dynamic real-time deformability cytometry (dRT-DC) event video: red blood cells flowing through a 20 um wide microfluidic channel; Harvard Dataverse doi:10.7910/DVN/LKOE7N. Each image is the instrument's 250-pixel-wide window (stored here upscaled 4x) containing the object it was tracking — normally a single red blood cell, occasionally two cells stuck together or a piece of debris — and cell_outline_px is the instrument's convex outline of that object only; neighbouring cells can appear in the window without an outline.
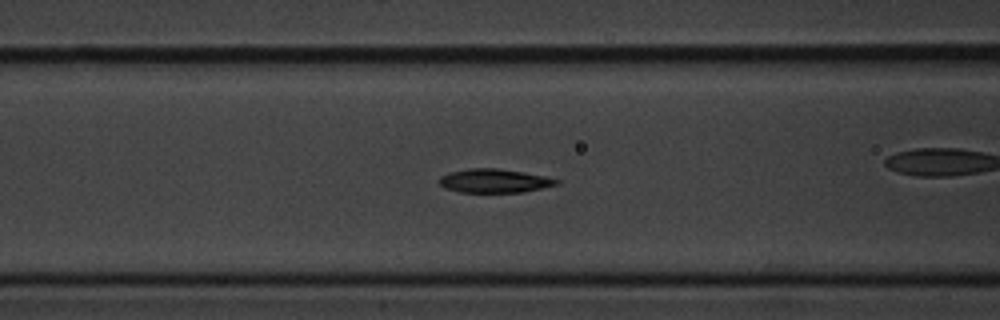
{"species": "common noctule bat (a hibernating species)", "species_latin": "Nyctalus noctula", "temperature_condition": "cold", "stored_images_in_passage": 41, "camera_frame_rate_fps": 3000, "um_per_image_px": 0.085, "animal": {"sex": "male", "body_mass_g": 20.1, "forearm_length_mm": 53.5}, "frame": {"image": 1, "passage_image": 7, "time_ms": 2.0, "image_size_px": [1000, 320], "cell_outline_px": [[560, 184], [524, 192], [460, 192], [444, 188], [440, 184], [440, 176], [448, 172], [468, 168], [496, 168], [524, 172], [544, 176], [560, 180]], "centroid_in_image_um": [42.02, 15.37], "position_along_channel_um": 124.6, "area_um2": 16.3}}
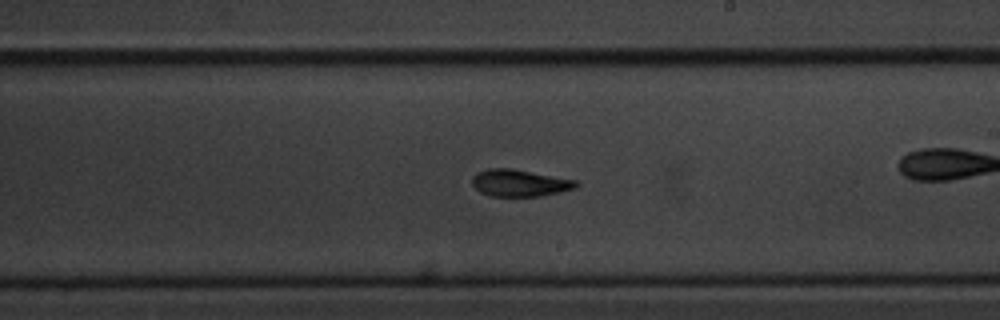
{"frame": {"image": 2, "passage_image": 17, "time_ms": 5.333, "image_size_px": [1000, 320], "cell_outline_px": [[580, 184], [576, 188], [560, 192], [540, 196], [492, 196], [480, 192], [472, 184], [472, 176], [476, 172], [488, 168], [512, 168], [576, 180]], "centroid_in_image_um": [44.16, 15.54], "position_along_channel_um": 244.8, "area_um2": 16.42}}
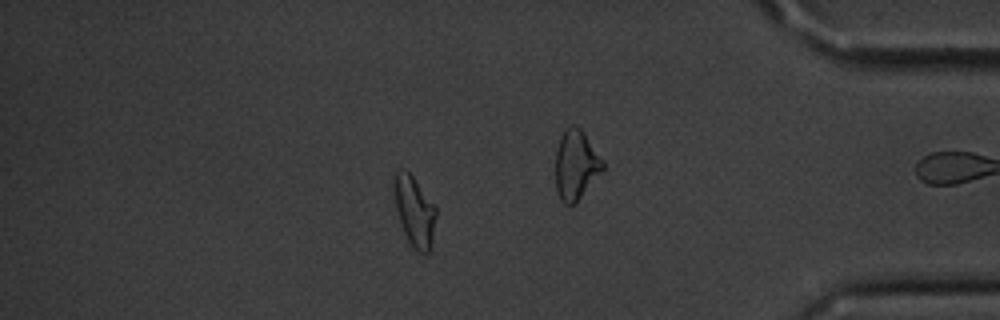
{"frame": {"image": 3, "passage_image": 33, "time_ms": 10.667, "image_size_px": [1000, 320], "cell_outline_px": [[436, 216], [432, 240], [428, 252], [420, 252], [408, 240], [404, 232], [396, 208], [392, 184], [396, 168], [404, 168], [412, 176], [436, 208]], "centroid_in_image_um": [35.19, 17.87], "position_along_channel_um": 400.0, "area_um2": 16.76}, "authors_computed_cell_mechanics": {"area_um2": 16.9354, "velocity_mm_per_s": 3.6123, "shape_relaxation_time_tau1_ms": 3.1738, "shape_relaxation_time_tau2_ms": 3.5392, "deformation_change_tau1": 0.1236, "deformation_change_tau2": 0.1058}}